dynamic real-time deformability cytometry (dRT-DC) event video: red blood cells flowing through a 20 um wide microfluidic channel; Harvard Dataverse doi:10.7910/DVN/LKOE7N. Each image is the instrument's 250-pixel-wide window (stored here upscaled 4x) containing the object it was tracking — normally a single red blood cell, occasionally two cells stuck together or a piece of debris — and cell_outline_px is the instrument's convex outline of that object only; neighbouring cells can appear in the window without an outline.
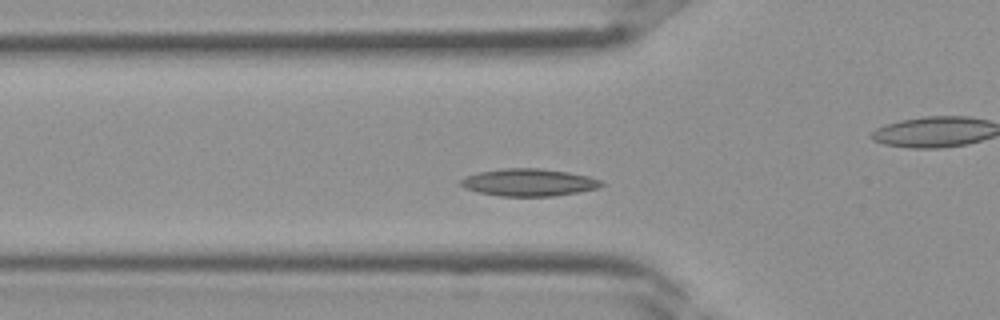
{"species": "Egyptian fruit bat (a non-hibernating species)", "species_latin": "Rousettus aegyptiacus", "temperature_condition": "room temperature", "stored_images_in_passage": 35, "camera_frame_rate_fps": 3000, "um_per_image_px": 0.085, "frame": {"image": 1, "passage_image": 10, "time_ms": 3.0, "image_size_px": [1000, 320], "cell_outline_px": [[604, 184], [596, 188], [580, 192], [552, 196], [500, 196], [476, 192], [464, 188], [460, 184], [460, 180], [464, 176], [480, 172], [504, 168], [540, 168], [568, 172], [588, 176], [600, 180]], "centroid_in_image_um": [44.91, 15.5], "position_along_channel_um": 80.9, "area_um2": 22.43}}
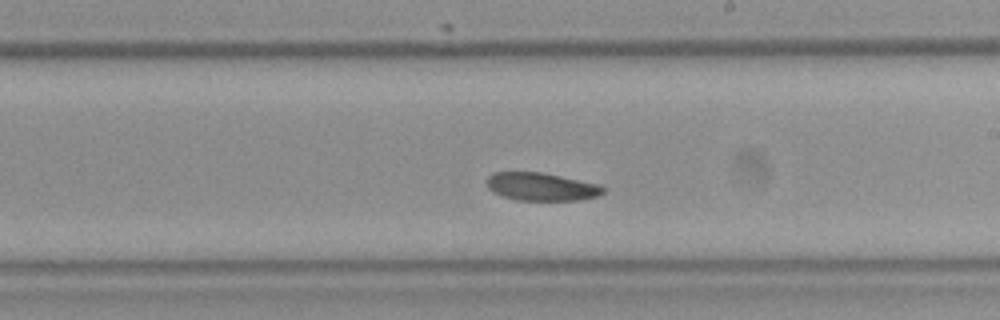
{"frame": {"image": 2, "passage_image": 19, "time_ms": 6.0, "image_size_px": [1000, 320], "cell_outline_px": [[608, 188], [604, 192], [596, 196], [576, 200], [516, 200], [492, 192], [488, 188], [488, 176], [492, 172], [540, 172], [600, 184]], "centroid_in_image_um": [46.03, 15.86], "position_along_channel_um": 243.0, "area_um2": 18.9}}
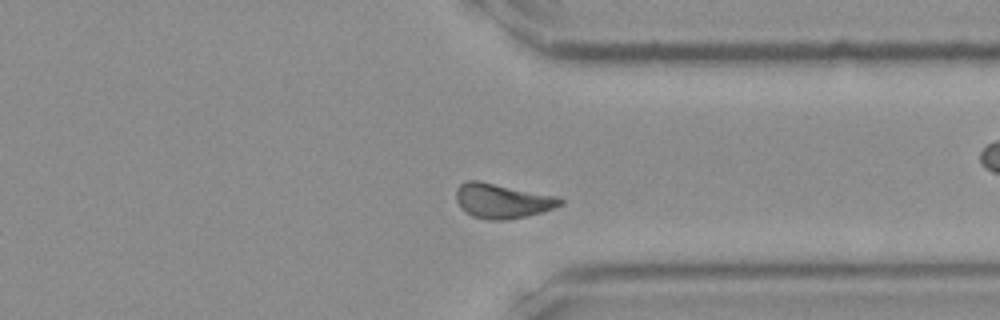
{"frame": {"image": 3, "passage_image": 26, "time_ms": 8.333, "image_size_px": [1000, 320], "cell_outline_px": [[564, 204], [528, 216], [504, 220], [488, 220], [472, 216], [464, 212], [460, 208], [456, 200], [456, 188], [464, 180], [476, 180], [560, 196], [564, 200]], "centroid_in_image_um": [42.68, 17.07], "position_along_channel_um": 368.7, "area_um2": 21.33}}